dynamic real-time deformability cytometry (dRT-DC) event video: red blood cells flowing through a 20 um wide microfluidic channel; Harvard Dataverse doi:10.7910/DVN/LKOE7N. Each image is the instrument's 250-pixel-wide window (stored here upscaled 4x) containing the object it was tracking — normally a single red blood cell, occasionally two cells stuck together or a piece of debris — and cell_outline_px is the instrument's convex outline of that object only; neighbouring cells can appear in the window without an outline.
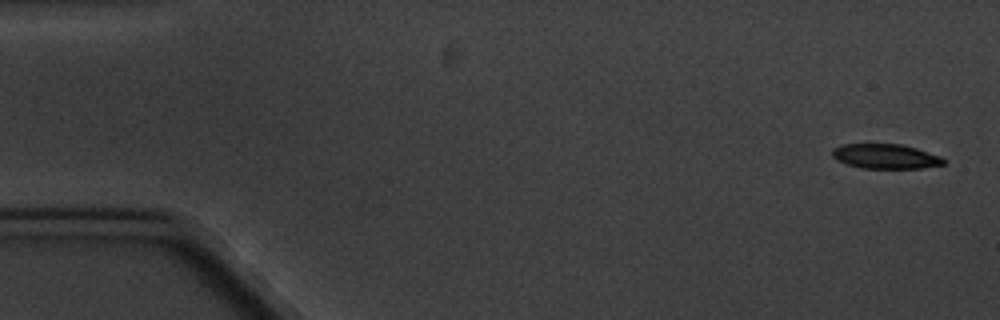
{"species": "common noctule bat (a hibernating species)", "species_latin": "Nyctalus noctula", "temperature_condition": "cold", "stored_images_in_passage": 11, "camera_frame_rate_fps": 3000, "um_per_image_px": 0.085, "animal": {"sex": "male", "body_mass_g": 20.1, "forearm_length_mm": 53.5}, "frame": {"image": 1, "passage_image": 1, "time_ms": 0.0, "image_size_px": [1000, 320], "cell_outline_px": [[948, 160], [944, 164], [920, 168], [860, 168], [836, 160], [832, 156], [832, 148], [844, 144], [900, 144], [916, 148], [940, 156]], "centroid_in_image_um": [75.27, 13.29], "position_along_channel_um": 9.7, "area_um2": 16.01}}
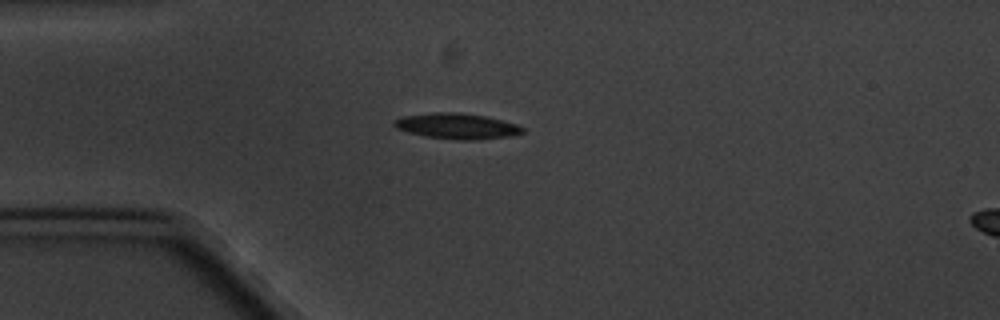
{"frame": {"image": 2, "passage_image": 4, "time_ms": 4.333, "image_size_px": [1000, 320], "cell_outline_px": [[524, 132], [508, 136], [476, 140], [460, 140], [424, 136], [408, 132], [396, 128], [392, 124], [392, 120], [400, 116], [432, 112], [460, 112], [484, 116], [516, 124], [524, 128]], "centroid_in_image_um": [38.76, 10.71], "position_along_channel_um": 46.2, "area_um2": 19.25}}
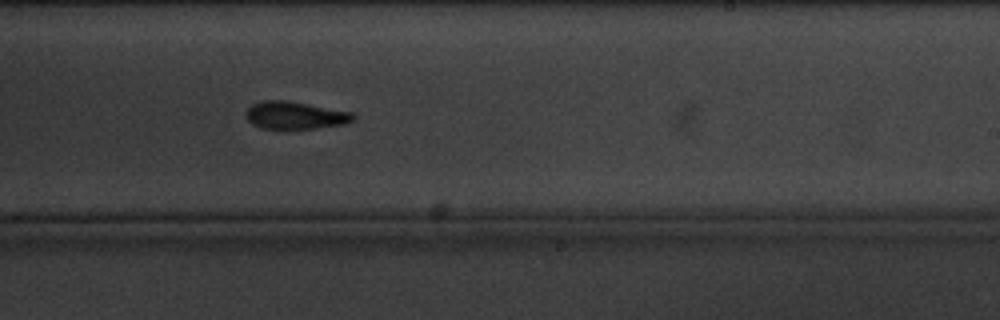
{"frame": {"image": 3, "passage_image": 10, "time_ms": 11.333, "image_size_px": [1000, 320], "cell_outline_px": [[356, 116], [352, 120], [344, 124], [316, 128], [260, 128], [252, 124], [244, 116], [244, 112], [252, 104], [260, 100], [288, 100], [352, 112]], "centroid_in_image_um": [25.04, 9.78], "position_along_channel_um": 264.0, "area_um2": 17.28}}